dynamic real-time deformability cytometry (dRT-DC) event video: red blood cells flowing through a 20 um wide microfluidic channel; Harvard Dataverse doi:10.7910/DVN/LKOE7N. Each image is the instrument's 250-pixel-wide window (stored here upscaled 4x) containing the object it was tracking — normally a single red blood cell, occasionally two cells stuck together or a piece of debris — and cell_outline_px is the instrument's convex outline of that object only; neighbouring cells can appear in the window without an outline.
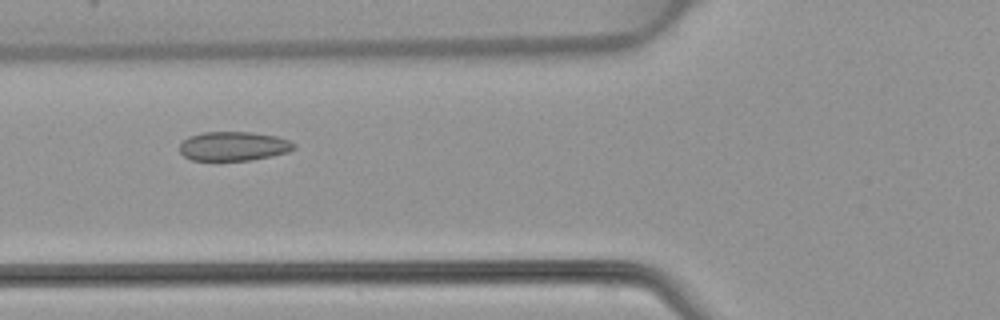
{"species": "common noctule bat (a hibernating species)", "species_latin": "Nyctalus noctula", "temperature_condition": "warm", "stored_images_in_passage": 5, "camera_frame_rate_fps": 3000, "um_per_image_px": 0.085, "animal": {"sex": "female", "body_mass_g": 22.7, "forearm_length_mm": 54.2}, "frame": {"image": 1, "passage_image": 5, "time_ms": 5.667, "image_size_px": [1000, 320], "cell_outline_px": [[296, 148], [288, 152], [272, 156], [248, 160], [192, 160], [184, 156], [180, 152], [180, 144], [188, 136], [204, 132], [252, 132], [276, 136], [288, 140], [296, 144]], "centroid_in_image_um": [19.86, 12.42], "position_along_channel_um": 105.9, "area_um2": 19.42}}